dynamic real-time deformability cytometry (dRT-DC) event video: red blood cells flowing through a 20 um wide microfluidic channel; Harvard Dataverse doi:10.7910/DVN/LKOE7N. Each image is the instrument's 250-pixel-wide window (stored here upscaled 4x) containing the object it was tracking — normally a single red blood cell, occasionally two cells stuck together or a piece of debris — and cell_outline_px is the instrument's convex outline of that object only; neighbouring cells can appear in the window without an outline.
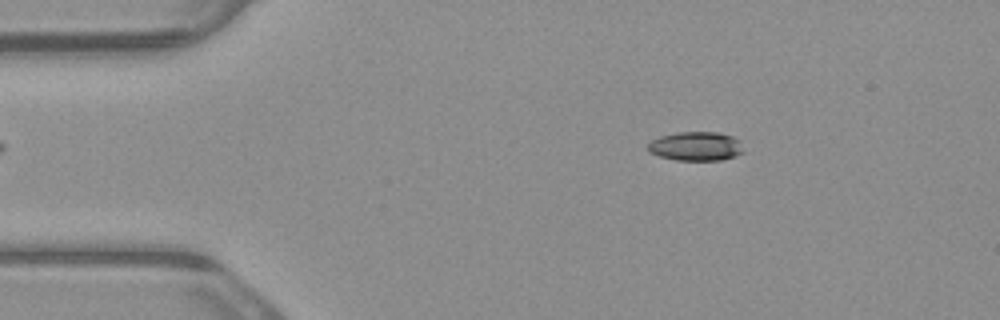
{"species": "common noctule bat (a hibernating species)", "species_latin": "Nyctalus noctula", "temperature_condition": "warm", "stored_images_in_passage": 8, "camera_frame_rate_fps": 3000, "um_per_image_px": 0.085, "animal": {"sex": "male", "body_mass_g": 23.1, "forearm_length_mm": 52.7}, "frame": {"image": 1, "passage_image": 1, "time_ms": 0.0, "image_size_px": [1000, 320], "cell_outline_px": [[744, 152], [736, 156], [720, 160], [676, 160], [660, 156], [648, 152], [648, 144], [652, 140], [660, 136], [676, 132], [716, 132], [732, 136], [740, 140]], "centroid_in_image_um": [59.16, 12.43], "position_along_channel_um": 25.8, "area_um2": 16.24}}
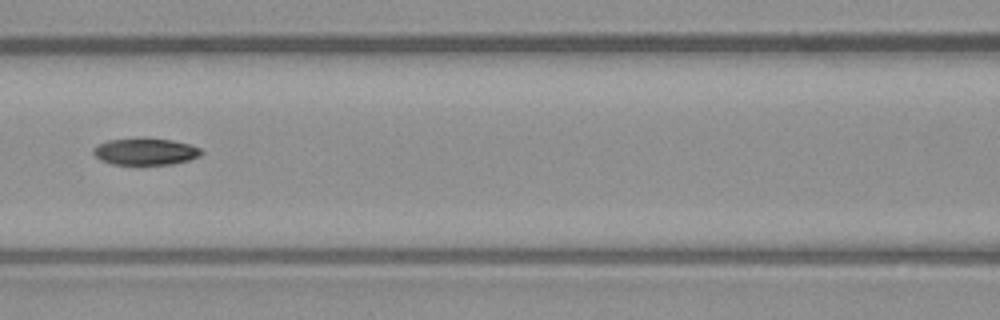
{"frame": {"image": 2, "passage_image": 5, "time_ms": 1.333, "image_size_px": [1000, 320], "cell_outline_px": [[204, 152], [200, 156], [188, 160], [172, 164], [112, 164], [100, 160], [92, 152], [92, 148], [96, 144], [108, 140], [144, 136], [172, 140], [188, 144], [200, 148]], "centroid_in_image_um": [12.32, 12.85], "position_along_channel_um": 154.3, "area_um2": 17.28}}
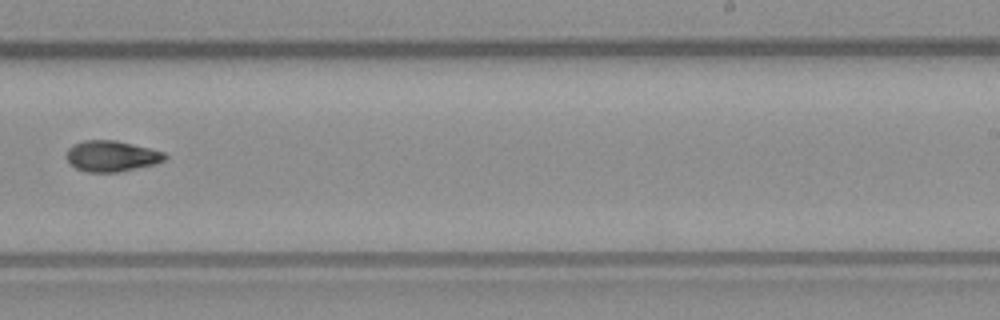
{"frame": {"image": 3, "passage_image": 8, "time_ms": 2.333, "image_size_px": [1000, 320], "cell_outline_px": [[168, 156], [164, 160], [156, 164], [116, 172], [88, 172], [76, 168], [68, 160], [68, 148], [84, 140], [116, 140], [164, 152]], "centroid_in_image_um": [9.51, 13.27], "position_along_channel_um": 279.5, "area_um2": 17.4}}